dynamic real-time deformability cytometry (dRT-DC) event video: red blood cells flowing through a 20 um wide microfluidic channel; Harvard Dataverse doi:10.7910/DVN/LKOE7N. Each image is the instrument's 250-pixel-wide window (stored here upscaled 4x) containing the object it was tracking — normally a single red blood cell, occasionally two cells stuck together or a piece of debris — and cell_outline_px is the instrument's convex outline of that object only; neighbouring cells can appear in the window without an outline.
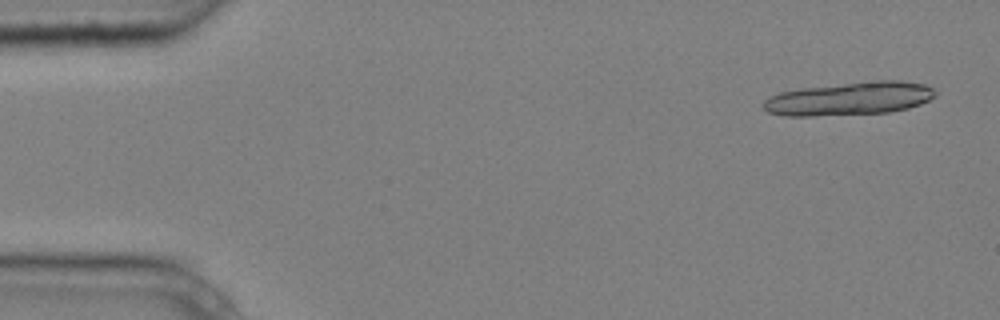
{"species": "common noctule bat (a hibernating species)", "species_latin": "Nyctalus noctula", "temperature_condition": "cold", "stored_images_in_passage": 6, "camera_frame_rate_fps": 3000, "um_per_image_px": 0.085, "animal": {"sex": "male", "body_mass_g": 20.4}, "frame": {"image": 1, "passage_image": 1, "time_ms": 0.0, "image_size_px": [1000, 320], "cell_outline_px": [[936, 96], [920, 104], [908, 108], [888, 112], [812, 116], [784, 116], [768, 112], [760, 104], [768, 96], [780, 92], [804, 88], [876, 80], [900, 80], [924, 84], [932, 88], [936, 92]], "centroid_in_image_um": [72.18, 8.38], "position_along_channel_um": 12.8, "area_um2": 33.23}}
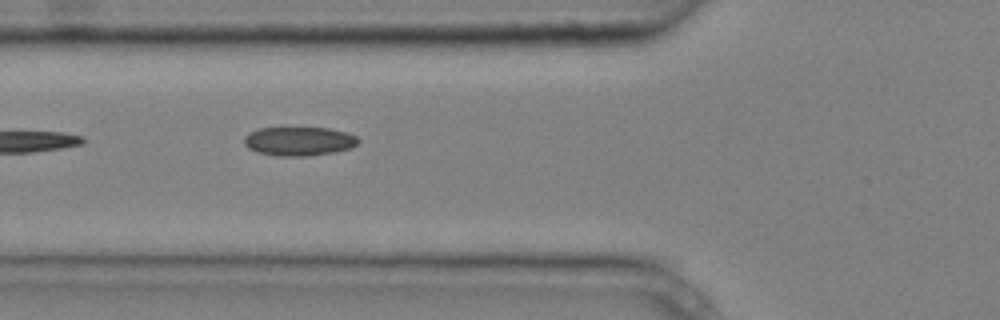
{"frame": {"image": 2, "passage_image": 5, "time_ms": 1.333, "image_size_px": [1000, 320], "cell_outline_px": [[360, 140], [352, 148], [336, 152], [308, 156], [276, 156], [256, 152], [248, 148], [244, 144], [244, 136], [248, 132], [260, 128], [328, 128], [348, 132], [356, 136]], "centroid_in_image_um": [25.41, 12.01], "position_along_channel_um": 100.4, "area_um2": 19.48}}